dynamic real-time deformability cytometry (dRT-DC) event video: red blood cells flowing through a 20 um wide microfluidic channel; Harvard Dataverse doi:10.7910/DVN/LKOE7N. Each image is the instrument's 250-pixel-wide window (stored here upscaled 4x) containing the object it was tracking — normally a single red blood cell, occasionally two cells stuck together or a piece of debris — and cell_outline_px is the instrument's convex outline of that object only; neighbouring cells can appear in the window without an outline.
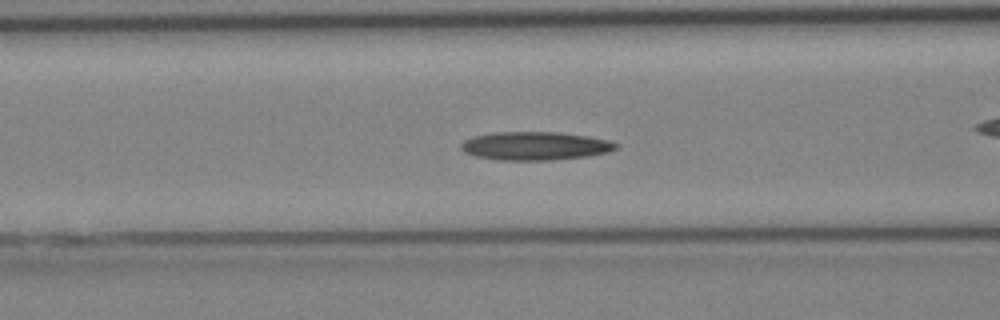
{"species": "Egyptian fruit bat (a non-hibernating species)", "species_latin": "Rousettus aegyptiacus", "temperature_condition": "cold", "stored_images_in_passage": 24, "camera_frame_rate_fps": 3000, "um_per_image_px": 0.085, "animal": {"sex": "female"}, "frame": {"image": 1, "passage_image": 6, "time_ms": 1.667, "image_size_px": [1000, 320], "cell_outline_px": [[620, 144], [616, 148], [608, 152], [588, 156], [552, 160], [500, 160], [476, 156], [464, 152], [460, 148], [460, 144], [464, 140], [472, 136], [492, 132], [560, 132], [588, 136], [608, 140]], "centroid_in_image_um": [45.47, 12.4], "position_along_channel_um": 121.1, "area_um2": 25.78}}
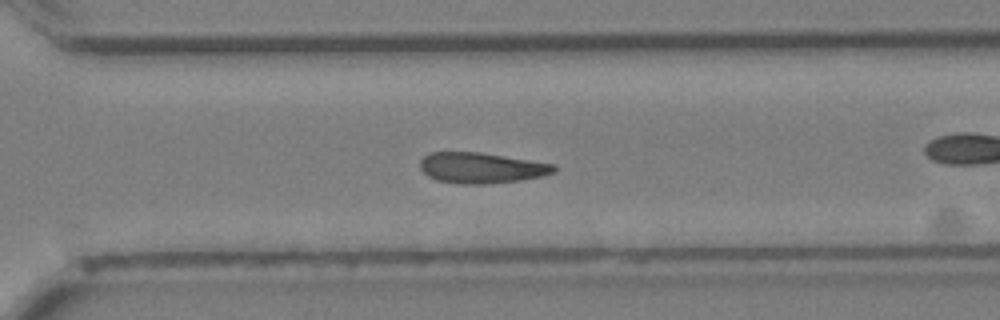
{"frame": {"image": 2, "passage_image": 17, "time_ms": 5.333, "image_size_px": [1000, 320], "cell_outline_px": [[556, 172], [544, 176], [520, 180], [484, 184], [456, 184], [436, 180], [428, 176], [420, 168], [420, 160], [428, 152], [480, 152], [556, 164]], "centroid_in_image_um": [40.92, 14.27], "position_along_channel_um": 329.7, "area_um2": 24.16}}